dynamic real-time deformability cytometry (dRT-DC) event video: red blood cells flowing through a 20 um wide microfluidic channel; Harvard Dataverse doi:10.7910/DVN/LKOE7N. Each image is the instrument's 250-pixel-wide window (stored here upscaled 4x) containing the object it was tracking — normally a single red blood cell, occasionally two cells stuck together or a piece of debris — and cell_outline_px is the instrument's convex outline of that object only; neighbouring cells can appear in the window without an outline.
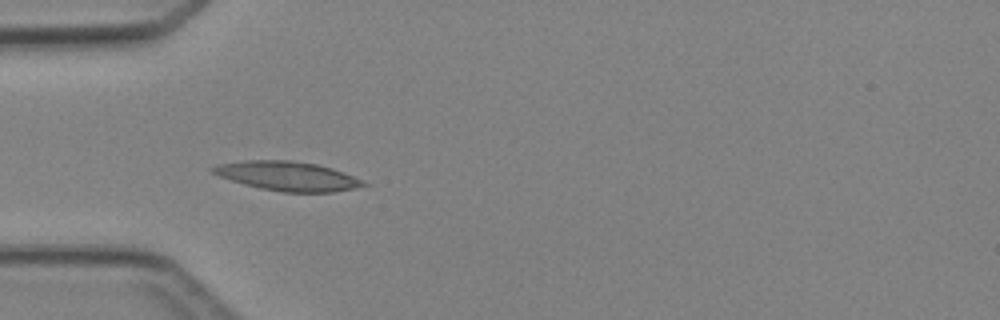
{"species": "Egyptian fruit bat (a non-hibernating species)", "species_latin": "Rousettus aegyptiacus", "temperature_condition": "cold", "stored_images_in_passage": 5, "camera_frame_rate_fps": 3000, "um_per_image_px": 0.085, "animal": {"sex": "female"}, "frame": {"image": 1, "passage_image": 4, "time_ms": 3.667, "image_size_px": [1000, 320], "cell_outline_px": [[368, 184], [356, 188], [332, 192], [284, 192], [260, 188], [244, 184], [220, 176], [212, 172], [208, 168], [216, 164], [244, 160], [292, 160], [316, 164], [332, 168], [344, 172]], "centroid_in_image_um": [24.4, 14.95], "position_along_channel_um": 60.6, "area_um2": 25.55}}
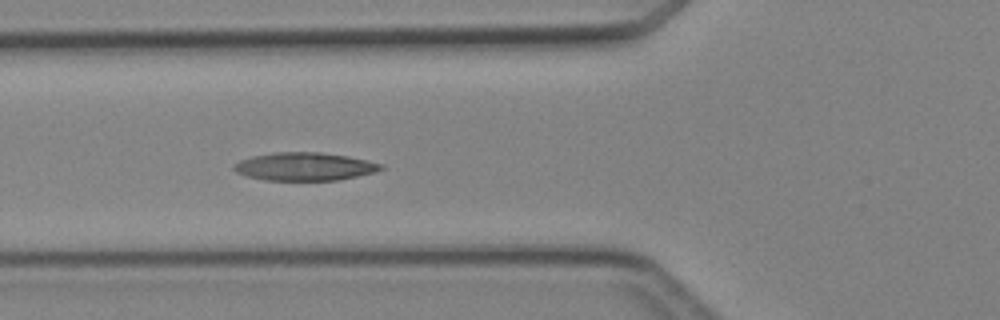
{"frame": {"image": 2, "passage_image": 5, "time_ms": 4.667, "image_size_px": [1000, 320], "cell_outline_px": [[384, 168], [372, 172], [356, 176], [336, 180], [264, 180], [248, 176], [236, 172], [232, 168], [232, 164], [240, 160], [252, 156], [276, 152], [320, 152], [348, 156], [384, 164]], "centroid_in_image_um": [25.85, 14.15], "position_along_channel_um": 99.9, "area_um2": 23.93}}